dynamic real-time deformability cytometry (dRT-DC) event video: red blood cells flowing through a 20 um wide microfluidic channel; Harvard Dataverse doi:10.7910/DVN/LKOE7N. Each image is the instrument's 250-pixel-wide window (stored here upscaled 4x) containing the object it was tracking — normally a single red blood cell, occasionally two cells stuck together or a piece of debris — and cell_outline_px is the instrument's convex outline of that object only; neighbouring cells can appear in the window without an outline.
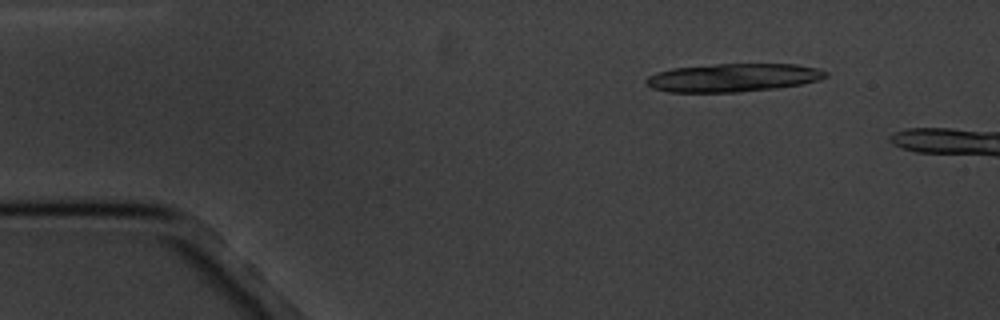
{"species": "common noctule bat (a hibernating species)", "species_latin": "Nyctalus noctula", "temperature_condition": "cold", "stored_images_in_passage": 8, "segment_of_instrument_passage": [1, 2], "camera_frame_rate_fps": 3000, "um_per_image_px": 0.085, "animal": {"sex": "male", "body_mass_g": 20.1, "forearm_length_mm": 53.5}, "frame": {"image": 1, "passage_image": 2, "time_ms": 1.0, "image_size_px": [1000, 320], "cell_outline_px": [[828, 76], [820, 80], [800, 84], [776, 88], [736, 92], [668, 92], [652, 88], [644, 84], [644, 80], [648, 76], [656, 72], [672, 68], [716, 64], [796, 64], [820, 68], [828, 72]], "centroid_in_image_um": [62.3, 6.6], "position_along_channel_um": 22.7, "area_um2": 29.77}}
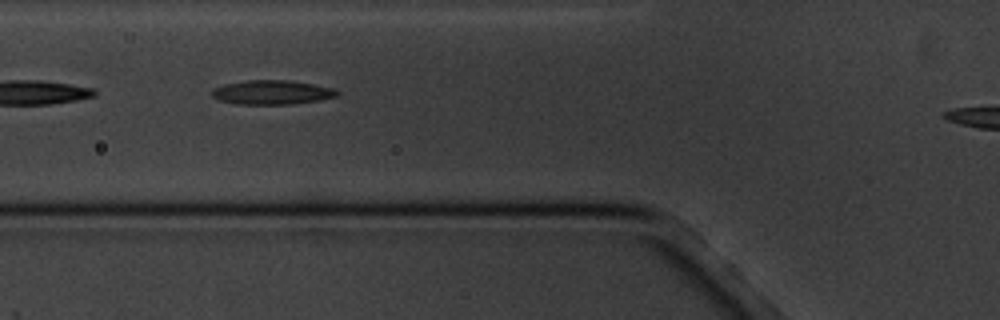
{"frame": {"image": 2, "passage_image": 6, "time_ms": 5.667, "image_size_px": [1000, 320], "cell_outline_px": [[340, 92], [336, 96], [320, 100], [288, 104], [236, 104], [220, 100], [212, 96], [212, 88], [224, 84], [248, 80], [288, 80], [336, 88]], "centroid_in_image_um": [23.12, 7.84], "position_along_channel_um": 102.7, "area_um2": 17.63}}